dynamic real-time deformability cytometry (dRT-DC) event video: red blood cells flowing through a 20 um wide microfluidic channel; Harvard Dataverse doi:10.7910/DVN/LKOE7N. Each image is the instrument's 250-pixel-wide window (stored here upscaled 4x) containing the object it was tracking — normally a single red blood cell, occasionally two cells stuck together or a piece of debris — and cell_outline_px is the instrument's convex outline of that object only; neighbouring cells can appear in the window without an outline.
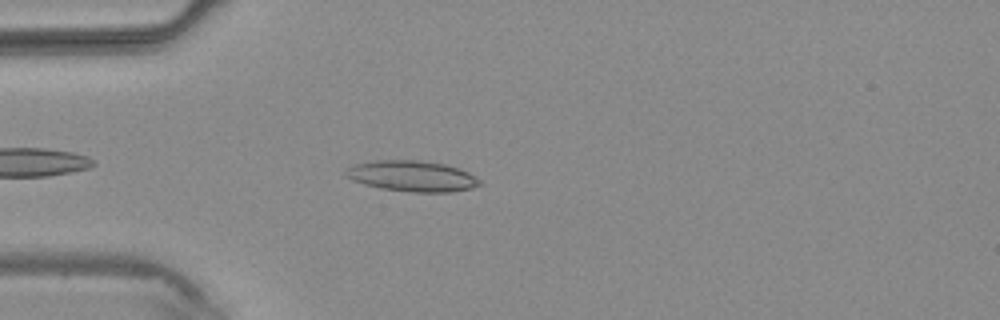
{"species": "common noctule bat (a hibernating species)", "species_latin": "Nyctalus noctula", "temperature_condition": "warm", "stored_images_in_passage": 2, "camera_frame_rate_fps": 3000, "um_per_image_px": 0.085, "animal": {"sex": "male", "body_mass_g": 20.4}, "frame": {"image": 1, "passage_image": 2, "time_ms": 1.667, "image_size_px": [1000, 320], "cell_outline_px": [[480, 184], [472, 188], [452, 192], [412, 192], [380, 188], [364, 184], [352, 180], [344, 176], [344, 172], [352, 164], [376, 160], [420, 160], [444, 164], [468, 172], [480, 180]], "centroid_in_image_um": [34.98, 14.97], "position_along_channel_um": 50.0, "area_um2": 24.04}}